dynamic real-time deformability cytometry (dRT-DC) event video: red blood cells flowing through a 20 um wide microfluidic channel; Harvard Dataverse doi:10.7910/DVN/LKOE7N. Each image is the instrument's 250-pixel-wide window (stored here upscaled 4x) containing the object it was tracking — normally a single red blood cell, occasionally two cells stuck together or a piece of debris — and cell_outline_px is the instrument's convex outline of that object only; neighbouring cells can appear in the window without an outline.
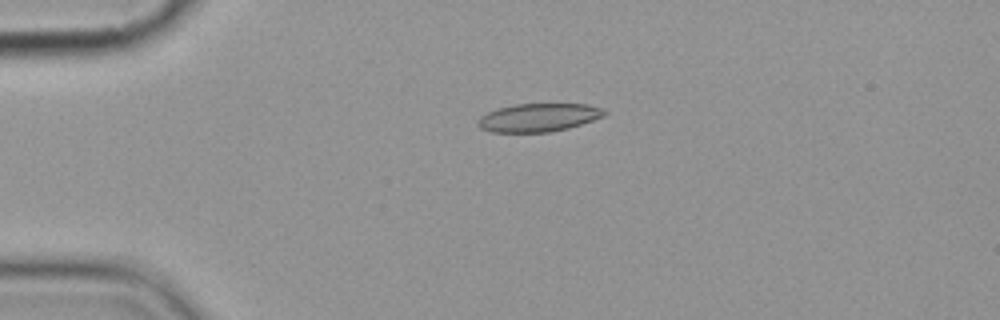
{"species": "common noctule bat (a hibernating species)", "species_latin": "Nyctalus noctula", "temperature_condition": "cold", "stored_images_in_passage": 2, "camera_frame_rate_fps": 3000, "um_per_image_px": 0.085, "animal": {"sex": "female", "body_mass_g": 19.9}, "frame": {"image": 1, "passage_image": 1, "time_ms": 0.0, "image_size_px": [1000, 320], "cell_outline_px": [[608, 112], [604, 116], [568, 128], [548, 132], [492, 132], [480, 128], [476, 124], [476, 120], [480, 116], [496, 108], [516, 104], [588, 104], [604, 108]], "centroid_in_image_um": [45.76, 9.98], "position_along_channel_um": 39.2, "area_um2": 20.92}}